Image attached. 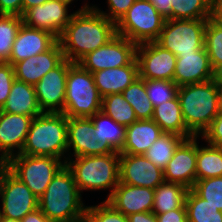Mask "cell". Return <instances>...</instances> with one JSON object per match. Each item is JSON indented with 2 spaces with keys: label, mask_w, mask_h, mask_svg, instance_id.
Segmentation results:
<instances>
[{
  "label": "cell",
  "mask_w": 222,
  "mask_h": 222,
  "mask_svg": "<svg viewBox=\"0 0 222 222\" xmlns=\"http://www.w3.org/2000/svg\"><path fill=\"white\" fill-rule=\"evenodd\" d=\"M208 19H166L157 43L179 54L195 53L204 48L205 28Z\"/></svg>",
  "instance_id": "9c48e42d"
},
{
  "label": "cell",
  "mask_w": 222,
  "mask_h": 222,
  "mask_svg": "<svg viewBox=\"0 0 222 222\" xmlns=\"http://www.w3.org/2000/svg\"><path fill=\"white\" fill-rule=\"evenodd\" d=\"M69 61L64 59L50 70L35 86L37 102L42 112L62 113L66 97Z\"/></svg>",
  "instance_id": "2e32d148"
},
{
  "label": "cell",
  "mask_w": 222,
  "mask_h": 222,
  "mask_svg": "<svg viewBox=\"0 0 222 222\" xmlns=\"http://www.w3.org/2000/svg\"><path fill=\"white\" fill-rule=\"evenodd\" d=\"M210 19L222 26V0H211Z\"/></svg>",
  "instance_id": "bcb514c9"
},
{
  "label": "cell",
  "mask_w": 222,
  "mask_h": 222,
  "mask_svg": "<svg viewBox=\"0 0 222 222\" xmlns=\"http://www.w3.org/2000/svg\"><path fill=\"white\" fill-rule=\"evenodd\" d=\"M101 111L125 127L138 120L133 107L125 100L122 93L102 97Z\"/></svg>",
  "instance_id": "d6a6232c"
},
{
  "label": "cell",
  "mask_w": 222,
  "mask_h": 222,
  "mask_svg": "<svg viewBox=\"0 0 222 222\" xmlns=\"http://www.w3.org/2000/svg\"><path fill=\"white\" fill-rule=\"evenodd\" d=\"M72 172L64 165L39 198L38 208L51 222H78L86 206Z\"/></svg>",
  "instance_id": "7a4b0ae2"
},
{
  "label": "cell",
  "mask_w": 222,
  "mask_h": 222,
  "mask_svg": "<svg viewBox=\"0 0 222 222\" xmlns=\"http://www.w3.org/2000/svg\"><path fill=\"white\" fill-rule=\"evenodd\" d=\"M185 206L188 222H222V211L207 203L193 189H189Z\"/></svg>",
  "instance_id": "1f68e13d"
},
{
  "label": "cell",
  "mask_w": 222,
  "mask_h": 222,
  "mask_svg": "<svg viewBox=\"0 0 222 222\" xmlns=\"http://www.w3.org/2000/svg\"><path fill=\"white\" fill-rule=\"evenodd\" d=\"M189 189L182 184L164 181L154 189L152 212L163 214L185 206Z\"/></svg>",
  "instance_id": "4316f807"
},
{
  "label": "cell",
  "mask_w": 222,
  "mask_h": 222,
  "mask_svg": "<svg viewBox=\"0 0 222 222\" xmlns=\"http://www.w3.org/2000/svg\"><path fill=\"white\" fill-rule=\"evenodd\" d=\"M208 144L222 147V114L219 113L200 136Z\"/></svg>",
  "instance_id": "b9f144b4"
},
{
  "label": "cell",
  "mask_w": 222,
  "mask_h": 222,
  "mask_svg": "<svg viewBox=\"0 0 222 222\" xmlns=\"http://www.w3.org/2000/svg\"><path fill=\"white\" fill-rule=\"evenodd\" d=\"M0 15L22 17V0H0Z\"/></svg>",
  "instance_id": "ee69618b"
},
{
  "label": "cell",
  "mask_w": 222,
  "mask_h": 222,
  "mask_svg": "<svg viewBox=\"0 0 222 222\" xmlns=\"http://www.w3.org/2000/svg\"><path fill=\"white\" fill-rule=\"evenodd\" d=\"M1 111L33 118L42 114L43 112L37 102L35 86L15 79Z\"/></svg>",
  "instance_id": "d4e9b609"
},
{
  "label": "cell",
  "mask_w": 222,
  "mask_h": 222,
  "mask_svg": "<svg viewBox=\"0 0 222 222\" xmlns=\"http://www.w3.org/2000/svg\"><path fill=\"white\" fill-rule=\"evenodd\" d=\"M135 1L136 0H107L109 13H106V11H101L100 8L96 7L95 5H93L92 8L116 24Z\"/></svg>",
  "instance_id": "60d3db41"
},
{
  "label": "cell",
  "mask_w": 222,
  "mask_h": 222,
  "mask_svg": "<svg viewBox=\"0 0 222 222\" xmlns=\"http://www.w3.org/2000/svg\"><path fill=\"white\" fill-rule=\"evenodd\" d=\"M48 0H22V15L30 8L42 5L43 3L47 2Z\"/></svg>",
  "instance_id": "681fc988"
},
{
  "label": "cell",
  "mask_w": 222,
  "mask_h": 222,
  "mask_svg": "<svg viewBox=\"0 0 222 222\" xmlns=\"http://www.w3.org/2000/svg\"><path fill=\"white\" fill-rule=\"evenodd\" d=\"M92 74L95 86L102 97L109 94L122 93L139 78L138 63L135 58L129 65L107 68Z\"/></svg>",
  "instance_id": "603a6c76"
},
{
  "label": "cell",
  "mask_w": 222,
  "mask_h": 222,
  "mask_svg": "<svg viewBox=\"0 0 222 222\" xmlns=\"http://www.w3.org/2000/svg\"><path fill=\"white\" fill-rule=\"evenodd\" d=\"M0 222H20V220L12 219V218H6V217H0Z\"/></svg>",
  "instance_id": "f5cc1de1"
},
{
  "label": "cell",
  "mask_w": 222,
  "mask_h": 222,
  "mask_svg": "<svg viewBox=\"0 0 222 222\" xmlns=\"http://www.w3.org/2000/svg\"><path fill=\"white\" fill-rule=\"evenodd\" d=\"M70 4V0H48L28 9L22 15L23 23L28 27L46 30L59 38L75 13L68 14Z\"/></svg>",
  "instance_id": "5bb4252c"
},
{
  "label": "cell",
  "mask_w": 222,
  "mask_h": 222,
  "mask_svg": "<svg viewBox=\"0 0 222 222\" xmlns=\"http://www.w3.org/2000/svg\"><path fill=\"white\" fill-rule=\"evenodd\" d=\"M147 96L153 106H157L178 96L179 87L174 81L145 80Z\"/></svg>",
  "instance_id": "74e56055"
},
{
  "label": "cell",
  "mask_w": 222,
  "mask_h": 222,
  "mask_svg": "<svg viewBox=\"0 0 222 222\" xmlns=\"http://www.w3.org/2000/svg\"><path fill=\"white\" fill-rule=\"evenodd\" d=\"M204 47L209 56L210 65L215 71L222 65V26L210 18L206 23Z\"/></svg>",
  "instance_id": "d590c367"
},
{
  "label": "cell",
  "mask_w": 222,
  "mask_h": 222,
  "mask_svg": "<svg viewBox=\"0 0 222 222\" xmlns=\"http://www.w3.org/2000/svg\"><path fill=\"white\" fill-rule=\"evenodd\" d=\"M128 222H157L153 212H139L127 216Z\"/></svg>",
  "instance_id": "7dc6e473"
},
{
  "label": "cell",
  "mask_w": 222,
  "mask_h": 222,
  "mask_svg": "<svg viewBox=\"0 0 222 222\" xmlns=\"http://www.w3.org/2000/svg\"><path fill=\"white\" fill-rule=\"evenodd\" d=\"M211 0H172L171 19H209Z\"/></svg>",
  "instance_id": "836d02e7"
},
{
  "label": "cell",
  "mask_w": 222,
  "mask_h": 222,
  "mask_svg": "<svg viewBox=\"0 0 222 222\" xmlns=\"http://www.w3.org/2000/svg\"><path fill=\"white\" fill-rule=\"evenodd\" d=\"M57 41L58 38L52 33L28 27L22 23L7 62L14 65L16 62L43 53L49 50Z\"/></svg>",
  "instance_id": "ffe728a7"
},
{
  "label": "cell",
  "mask_w": 222,
  "mask_h": 222,
  "mask_svg": "<svg viewBox=\"0 0 222 222\" xmlns=\"http://www.w3.org/2000/svg\"><path fill=\"white\" fill-rule=\"evenodd\" d=\"M192 189L207 203L222 211V176L196 180Z\"/></svg>",
  "instance_id": "8d00e7d4"
},
{
  "label": "cell",
  "mask_w": 222,
  "mask_h": 222,
  "mask_svg": "<svg viewBox=\"0 0 222 222\" xmlns=\"http://www.w3.org/2000/svg\"><path fill=\"white\" fill-rule=\"evenodd\" d=\"M136 48L135 43L116 34L105 45L88 53L78 63L91 73L122 67L129 65L136 58Z\"/></svg>",
  "instance_id": "8fae6325"
},
{
  "label": "cell",
  "mask_w": 222,
  "mask_h": 222,
  "mask_svg": "<svg viewBox=\"0 0 222 222\" xmlns=\"http://www.w3.org/2000/svg\"><path fill=\"white\" fill-rule=\"evenodd\" d=\"M178 98L187 129L201 136L219 114L220 87L214 79L179 86Z\"/></svg>",
  "instance_id": "3957f363"
},
{
  "label": "cell",
  "mask_w": 222,
  "mask_h": 222,
  "mask_svg": "<svg viewBox=\"0 0 222 222\" xmlns=\"http://www.w3.org/2000/svg\"><path fill=\"white\" fill-rule=\"evenodd\" d=\"M67 147V116L43 112L33 118L20 154L65 158Z\"/></svg>",
  "instance_id": "277c9868"
},
{
  "label": "cell",
  "mask_w": 222,
  "mask_h": 222,
  "mask_svg": "<svg viewBox=\"0 0 222 222\" xmlns=\"http://www.w3.org/2000/svg\"><path fill=\"white\" fill-rule=\"evenodd\" d=\"M32 120L31 116L0 112L1 158L9 160L22 152Z\"/></svg>",
  "instance_id": "ac0fdd59"
},
{
  "label": "cell",
  "mask_w": 222,
  "mask_h": 222,
  "mask_svg": "<svg viewBox=\"0 0 222 222\" xmlns=\"http://www.w3.org/2000/svg\"><path fill=\"white\" fill-rule=\"evenodd\" d=\"M200 136L184 139L175 149L164 172L166 182L179 183L192 189L196 180L197 140Z\"/></svg>",
  "instance_id": "e0dca14e"
},
{
  "label": "cell",
  "mask_w": 222,
  "mask_h": 222,
  "mask_svg": "<svg viewBox=\"0 0 222 222\" xmlns=\"http://www.w3.org/2000/svg\"><path fill=\"white\" fill-rule=\"evenodd\" d=\"M116 35V24L85 4L75 11L58 38L64 58L78 63L88 53L105 45Z\"/></svg>",
  "instance_id": "6da1fadb"
},
{
  "label": "cell",
  "mask_w": 222,
  "mask_h": 222,
  "mask_svg": "<svg viewBox=\"0 0 222 222\" xmlns=\"http://www.w3.org/2000/svg\"><path fill=\"white\" fill-rule=\"evenodd\" d=\"M105 201L125 216L139 212H152L154 189L119 182L111 196Z\"/></svg>",
  "instance_id": "44dd1931"
},
{
  "label": "cell",
  "mask_w": 222,
  "mask_h": 222,
  "mask_svg": "<svg viewBox=\"0 0 222 222\" xmlns=\"http://www.w3.org/2000/svg\"><path fill=\"white\" fill-rule=\"evenodd\" d=\"M164 172L145 155L120 154L119 182L155 189L163 183Z\"/></svg>",
  "instance_id": "9a60e30c"
},
{
  "label": "cell",
  "mask_w": 222,
  "mask_h": 222,
  "mask_svg": "<svg viewBox=\"0 0 222 222\" xmlns=\"http://www.w3.org/2000/svg\"><path fill=\"white\" fill-rule=\"evenodd\" d=\"M102 96L93 74L79 63L69 61L63 114L67 117H92L101 111Z\"/></svg>",
  "instance_id": "8992f818"
},
{
  "label": "cell",
  "mask_w": 222,
  "mask_h": 222,
  "mask_svg": "<svg viewBox=\"0 0 222 222\" xmlns=\"http://www.w3.org/2000/svg\"><path fill=\"white\" fill-rule=\"evenodd\" d=\"M157 11L166 19H171V2L172 0H149Z\"/></svg>",
  "instance_id": "f6af8a7d"
},
{
  "label": "cell",
  "mask_w": 222,
  "mask_h": 222,
  "mask_svg": "<svg viewBox=\"0 0 222 222\" xmlns=\"http://www.w3.org/2000/svg\"><path fill=\"white\" fill-rule=\"evenodd\" d=\"M198 144L197 142V180L222 176V147L208 143L203 147Z\"/></svg>",
  "instance_id": "83f0119b"
},
{
  "label": "cell",
  "mask_w": 222,
  "mask_h": 222,
  "mask_svg": "<svg viewBox=\"0 0 222 222\" xmlns=\"http://www.w3.org/2000/svg\"><path fill=\"white\" fill-rule=\"evenodd\" d=\"M139 78L173 81L177 57L156 41L137 45Z\"/></svg>",
  "instance_id": "4fadbf2b"
},
{
  "label": "cell",
  "mask_w": 222,
  "mask_h": 222,
  "mask_svg": "<svg viewBox=\"0 0 222 222\" xmlns=\"http://www.w3.org/2000/svg\"><path fill=\"white\" fill-rule=\"evenodd\" d=\"M219 113L222 114V88H220Z\"/></svg>",
  "instance_id": "db71d44e"
},
{
  "label": "cell",
  "mask_w": 222,
  "mask_h": 222,
  "mask_svg": "<svg viewBox=\"0 0 222 222\" xmlns=\"http://www.w3.org/2000/svg\"><path fill=\"white\" fill-rule=\"evenodd\" d=\"M20 222H51L38 208L27 214Z\"/></svg>",
  "instance_id": "c3c4849f"
},
{
  "label": "cell",
  "mask_w": 222,
  "mask_h": 222,
  "mask_svg": "<svg viewBox=\"0 0 222 222\" xmlns=\"http://www.w3.org/2000/svg\"><path fill=\"white\" fill-rule=\"evenodd\" d=\"M162 133L161 128L152 119L137 120L126 127L125 143L119 153L144 155Z\"/></svg>",
  "instance_id": "cb8c5ba5"
},
{
  "label": "cell",
  "mask_w": 222,
  "mask_h": 222,
  "mask_svg": "<svg viewBox=\"0 0 222 222\" xmlns=\"http://www.w3.org/2000/svg\"><path fill=\"white\" fill-rule=\"evenodd\" d=\"M15 80L14 68L11 63L0 62V107L2 108L10 94Z\"/></svg>",
  "instance_id": "ab89813d"
},
{
  "label": "cell",
  "mask_w": 222,
  "mask_h": 222,
  "mask_svg": "<svg viewBox=\"0 0 222 222\" xmlns=\"http://www.w3.org/2000/svg\"><path fill=\"white\" fill-rule=\"evenodd\" d=\"M184 140L182 136L162 133L145 152V156L160 169L164 170L173 157L175 149Z\"/></svg>",
  "instance_id": "4dcf8cb0"
},
{
  "label": "cell",
  "mask_w": 222,
  "mask_h": 222,
  "mask_svg": "<svg viewBox=\"0 0 222 222\" xmlns=\"http://www.w3.org/2000/svg\"><path fill=\"white\" fill-rule=\"evenodd\" d=\"M85 218L89 222H128L127 216L115 210L106 201L100 205L86 206Z\"/></svg>",
  "instance_id": "f35d334b"
},
{
  "label": "cell",
  "mask_w": 222,
  "mask_h": 222,
  "mask_svg": "<svg viewBox=\"0 0 222 222\" xmlns=\"http://www.w3.org/2000/svg\"><path fill=\"white\" fill-rule=\"evenodd\" d=\"M164 18L149 0H136L116 23V34L136 45L155 42L161 34Z\"/></svg>",
  "instance_id": "52a82bcc"
},
{
  "label": "cell",
  "mask_w": 222,
  "mask_h": 222,
  "mask_svg": "<svg viewBox=\"0 0 222 222\" xmlns=\"http://www.w3.org/2000/svg\"><path fill=\"white\" fill-rule=\"evenodd\" d=\"M78 222H89L86 218L79 220Z\"/></svg>",
  "instance_id": "11a10c76"
},
{
  "label": "cell",
  "mask_w": 222,
  "mask_h": 222,
  "mask_svg": "<svg viewBox=\"0 0 222 222\" xmlns=\"http://www.w3.org/2000/svg\"><path fill=\"white\" fill-rule=\"evenodd\" d=\"M90 118L94 124L95 134L103 141H108L116 152H120L125 143L126 127L118 124L102 111L95 113Z\"/></svg>",
  "instance_id": "f1b7e54d"
},
{
  "label": "cell",
  "mask_w": 222,
  "mask_h": 222,
  "mask_svg": "<svg viewBox=\"0 0 222 222\" xmlns=\"http://www.w3.org/2000/svg\"><path fill=\"white\" fill-rule=\"evenodd\" d=\"M214 81L216 84L222 88V65L219 66L215 71H214Z\"/></svg>",
  "instance_id": "f907efd6"
},
{
  "label": "cell",
  "mask_w": 222,
  "mask_h": 222,
  "mask_svg": "<svg viewBox=\"0 0 222 222\" xmlns=\"http://www.w3.org/2000/svg\"><path fill=\"white\" fill-rule=\"evenodd\" d=\"M0 217L22 220L38 209L39 199L9 169L0 182Z\"/></svg>",
  "instance_id": "30bf717a"
},
{
  "label": "cell",
  "mask_w": 222,
  "mask_h": 222,
  "mask_svg": "<svg viewBox=\"0 0 222 222\" xmlns=\"http://www.w3.org/2000/svg\"><path fill=\"white\" fill-rule=\"evenodd\" d=\"M65 162L56 157L18 154L8 160V169L39 199Z\"/></svg>",
  "instance_id": "ba28073f"
},
{
  "label": "cell",
  "mask_w": 222,
  "mask_h": 222,
  "mask_svg": "<svg viewBox=\"0 0 222 222\" xmlns=\"http://www.w3.org/2000/svg\"><path fill=\"white\" fill-rule=\"evenodd\" d=\"M67 147L73 148V154L66 157L105 155L116 152L108 143L94 132L90 117H67Z\"/></svg>",
  "instance_id": "7c38bea8"
},
{
  "label": "cell",
  "mask_w": 222,
  "mask_h": 222,
  "mask_svg": "<svg viewBox=\"0 0 222 222\" xmlns=\"http://www.w3.org/2000/svg\"><path fill=\"white\" fill-rule=\"evenodd\" d=\"M8 169V160L0 157V182L4 172Z\"/></svg>",
  "instance_id": "816d5d0a"
},
{
  "label": "cell",
  "mask_w": 222,
  "mask_h": 222,
  "mask_svg": "<svg viewBox=\"0 0 222 222\" xmlns=\"http://www.w3.org/2000/svg\"><path fill=\"white\" fill-rule=\"evenodd\" d=\"M157 222H188L186 206L156 215Z\"/></svg>",
  "instance_id": "7bdbcfd3"
},
{
  "label": "cell",
  "mask_w": 222,
  "mask_h": 222,
  "mask_svg": "<svg viewBox=\"0 0 222 222\" xmlns=\"http://www.w3.org/2000/svg\"><path fill=\"white\" fill-rule=\"evenodd\" d=\"M64 54L59 41L49 50L13 65L15 79L36 85L50 70L57 67L63 60Z\"/></svg>",
  "instance_id": "d6986e66"
},
{
  "label": "cell",
  "mask_w": 222,
  "mask_h": 222,
  "mask_svg": "<svg viewBox=\"0 0 222 222\" xmlns=\"http://www.w3.org/2000/svg\"><path fill=\"white\" fill-rule=\"evenodd\" d=\"M119 159L120 153L79 156L67 159L65 165L72 172L80 193L111 189L108 199L119 184Z\"/></svg>",
  "instance_id": "5b68a950"
},
{
  "label": "cell",
  "mask_w": 222,
  "mask_h": 222,
  "mask_svg": "<svg viewBox=\"0 0 222 222\" xmlns=\"http://www.w3.org/2000/svg\"><path fill=\"white\" fill-rule=\"evenodd\" d=\"M152 120L161 128L163 133L176 134L184 139L194 137L184 123L178 96L155 106Z\"/></svg>",
  "instance_id": "484cf974"
},
{
  "label": "cell",
  "mask_w": 222,
  "mask_h": 222,
  "mask_svg": "<svg viewBox=\"0 0 222 222\" xmlns=\"http://www.w3.org/2000/svg\"><path fill=\"white\" fill-rule=\"evenodd\" d=\"M214 78L205 47L195 53L179 54L176 60L173 81L176 85L202 83Z\"/></svg>",
  "instance_id": "7402d4cb"
},
{
  "label": "cell",
  "mask_w": 222,
  "mask_h": 222,
  "mask_svg": "<svg viewBox=\"0 0 222 222\" xmlns=\"http://www.w3.org/2000/svg\"><path fill=\"white\" fill-rule=\"evenodd\" d=\"M23 19L16 15H0V62H7Z\"/></svg>",
  "instance_id": "e575fe53"
},
{
  "label": "cell",
  "mask_w": 222,
  "mask_h": 222,
  "mask_svg": "<svg viewBox=\"0 0 222 222\" xmlns=\"http://www.w3.org/2000/svg\"><path fill=\"white\" fill-rule=\"evenodd\" d=\"M125 100L133 107L138 120H151L154 106L147 96L145 80L137 78L123 92Z\"/></svg>",
  "instance_id": "f546056e"
}]
</instances>
